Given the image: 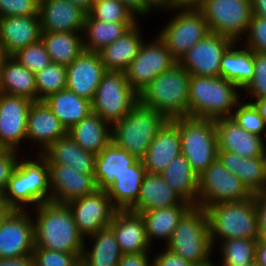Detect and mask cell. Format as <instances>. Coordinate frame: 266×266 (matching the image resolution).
Returning <instances> with one entry per match:
<instances>
[{"label": "cell", "instance_id": "1", "mask_svg": "<svg viewBox=\"0 0 266 266\" xmlns=\"http://www.w3.org/2000/svg\"><path fill=\"white\" fill-rule=\"evenodd\" d=\"M35 209L34 248L74 253L81 259L85 240L67 204L50 201Z\"/></svg>", "mask_w": 266, "mask_h": 266}, {"label": "cell", "instance_id": "2", "mask_svg": "<svg viewBox=\"0 0 266 266\" xmlns=\"http://www.w3.org/2000/svg\"><path fill=\"white\" fill-rule=\"evenodd\" d=\"M190 77L177 62L144 87L138 94V102L158 111L168 120L188 117Z\"/></svg>", "mask_w": 266, "mask_h": 266}, {"label": "cell", "instance_id": "3", "mask_svg": "<svg viewBox=\"0 0 266 266\" xmlns=\"http://www.w3.org/2000/svg\"><path fill=\"white\" fill-rule=\"evenodd\" d=\"M237 85L223 77L192 76L188 117L216 120L232 116L240 102Z\"/></svg>", "mask_w": 266, "mask_h": 266}, {"label": "cell", "instance_id": "4", "mask_svg": "<svg viewBox=\"0 0 266 266\" xmlns=\"http://www.w3.org/2000/svg\"><path fill=\"white\" fill-rule=\"evenodd\" d=\"M38 157V162L18 161L0 197L9 210H25L23 207L26 204H35L37 207L41 203L51 201L47 159L40 153Z\"/></svg>", "mask_w": 266, "mask_h": 266}, {"label": "cell", "instance_id": "5", "mask_svg": "<svg viewBox=\"0 0 266 266\" xmlns=\"http://www.w3.org/2000/svg\"><path fill=\"white\" fill-rule=\"evenodd\" d=\"M167 121L158 111L138 102L127 115L111 126V141L142 160Z\"/></svg>", "mask_w": 266, "mask_h": 266}, {"label": "cell", "instance_id": "6", "mask_svg": "<svg viewBox=\"0 0 266 266\" xmlns=\"http://www.w3.org/2000/svg\"><path fill=\"white\" fill-rule=\"evenodd\" d=\"M166 245L169 251L195 265L210 263L213 245L206 210L192 205L180 218Z\"/></svg>", "mask_w": 266, "mask_h": 266}, {"label": "cell", "instance_id": "7", "mask_svg": "<svg viewBox=\"0 0 266 266\" xmlns=\"http://www.w3.org/2000/svg\"><path fill=\"white\" fill-rule=\"evenodd\" d=\"M172 121L179 128L181 154L199 176L218 156L215 120L182 117Z\"/></svg>", "mask_w": 266, "mask_h": 266}, {"label": "cell", "instance_id": "8", "mask_svg": "<svg viewBox=\"0 0 266 266\" xmlns=\"http://www.w3.org/2000/svg\"><path fill=\"white\" fill-rule=\"evenodd\" d=\"M209 222L211 243L234 238L257 239V213L253 200L225 202L205 208ZM219 236V237H217Z\"/></svg>", "mask_w": 266, "mask_h": 266}, {"label": "cell", "instance_id": "9", "mask_svg": "<svg viewBox=\"0 0 266 266\" xmlns=\"http://www.w3.org/2000/svg\"><path fill=\"white\" fill-rule=\"evenodd\" d=\"M138 103V93L123 71H106L91 101L92 112L111 126L120 121Z\"/></svg>", "mask_w": 266, "mask_h": 266}, {"label": "cell", "instance_id": "10", "mask_svg": "<svg viewBox=\"0 0 266 266\" xmlns=\"http://www.w3.org/2000/svg\"><path fill=\"white\" fill-rule=\"evenodd\" d=\"M252 195L218 158L198 176V206L204 209L219 203L245 201Z\"/></svg>", "mask_w": 266, "mask_h": 266}, {"label": "cell", "instance_id": "11", "mask_svg": "<svg viewBox=\"0 0 266 266\" xmlns=\"http://www.w3.org/2000/svg\"><path fill=\"white\" fill-rule=\"evenodd\" d=\"M198 9L211 33L227 36L235 43L248 31L253 15L251 0H204Z\"/></svg>", "mask_w": 266, "mask_h": 266}, {"label": "cell", "instance_id": "12", "mask_svg": "<svg viewBox=\"0 0 266 266\" xmlns=\"http://www.w3.org/2000/svg\"><path fill=\"white\" fill-rule=\"evenodd\" d=\"M179 9V13L177 11V15L173 16L159 33V37L177 62L190 48L210 33L208 23L198 8Z\"/></svg>", "mask_w": 266, "mask_h": 266}, {"label": "cell", "instance_id": "13", "mask_svg": "<svg viewBox=\"0 0 266 266\" xmlns=\"http://www.w3.org/2000/svg\"><path fill=\"white\" fill-rule=\"evenodd\" d=\"M154 41L150 44L144 42L141 44L138 54L125 71L130 86L138 94L155 77L177 63L159 36Z\"/></svg>", "mask_w": 266, "mask_h": 266}, {"label": "cell", "instance_id": "14", "mask_svg": "<svg viewBox=\"0 0 266 266\" xmlns=\"http://www.w3.org/2000/svg\"><path fill=\"white\" fill-rule=\"evenodd\" d=\"M26 210H8L0 220V258H17L34 250V222Z\"/></svg>", "mask_w": 266, "mask_h": 266}, {"label": "cell", "instance_id": "15", "mask_svg": "<svg viewBox=\"0 0 266 266\" xmlns=\"http://www.w3.org/2000/svg\"><path fill=\"white\" fill-rule=\"evenodd\" d=\"M67 206L73 214L79 233L84 238L109 227L117 210L107 191L98 189L92 194L68 202Z\"/></svg>", "mask_w": 266, "mask_h": 266}, {"label": "cell", "instance_id": "16", "mask_svg": "<svg viewBox=\"0 0 266 266\" xmlns=\"http://www.w3.org/2000/svg\"><path fill=\"white\" fill-rule=\"evenodd\" d=\"M233 43L227 36L210 32L190 48L179 63L192 76L220 77L222 56Z\"/></svg>", "mask_w": 266, "mask_h": 266}, {"label": "cell", "instance_id": "17", "mask_svg": "<svg viewBox=\"0 0 266 266\" xmlns=\"http://www.w3.org/2000/svg\"><path fill=\"white\" fill-rule=\"evenodd\" d=\"M32 100L0 92V149L17 150L26 139L29 107Z\"/></svg>", "mask_w": 266, "mask_h": 266}, {"label": "cell", "instance_id": "18", "mask_svg": "<svg viewBox=\"0 0 266 266\" xmlns=\"http://www.w3.org/2000/svg\"><path fill=\"white\" fill-rule=\"evenodd\" d=\"M51 201L60 204L94 193V173H82L62 164H48Z\"/></svg>", "mask_w": 266, "mask_h": 266}, {"label": "cell", "instance_id": "19", "mask_svg": "<svg viewBox=\"0 0 266 266\" xmlns=\"http://www.w3.org/2000/svg\"><path fill=\"white\" fill-rule=\"evenodd\" d=\"M106 71L98 52L84 50L66 66V88L92 101Z\"/></svg>", "mask_w": 266, "mask_h": 266}, {"label": "cell", "instance_id": "20", "mask_svg": "<svg viewBox=\"0 0 266 266\" xmlns=\"http://www.w3.org/2000/svg\"><path fill=\"white\" fill-rule=\"evenodd\" d=\"M87 13L68 0H40L42 32H83Z\"/></svg>", "mask_w": 266, "mask_h": 266}, {"label": "cell", "instance_id": "21", "mask_svg": "<svg viewBox=\"0 0 266 266\" xmlns=\"http://www.w3.org/2000/svg\"><path fill=\"white\" fill-rule=\"evenodd\" d=\"M109 227L114 231L122 254L149 252L150 243L141 213L116 210Z\"/></svg>", "mask_w": 266, "mask_h": 266}, {"label": "cell", "instance_id": "22", "mask_svg": "<svg viewBox=\"0 0 266 266\" xmlns=\"http://www.w3.org/2000/svg\"><path fill=\"white\" fill-rule=\"evenodd\" d=\"M218 151H228L241 157H260L263 137L248 133L232 118L215 120Z\"/></svg>", "mask_w": 266, "mask_h": 266}, {"label": "cell", "instance_id": "23", "mask_svg": "<svg viewBox=\"0 0 266 266\" xmlns=\"http://www.w3.org/2000/svg\"><path fill=\"white\" fill-rule=\"evenodd\" d=\"M179 155H181L179 128L172 120H168L154 137L146 156L142 159L146 173H162Z\"/></svg>", "mask_w": 266, "mask_h": 266}, {"label": "cell", "instance_id": "24", "mask_svg": "<svg viewBox=\"0 0 266 266\" xmlns=\"http://www.w3.org/2000/svg\"><path fill=\"white\" fill-rule=\"evenodd\" d=\"M39 16H12L0 18V45L8 56L17 50L41 40Z\"/></svg>", "mask_w": 266, "mask_h": 266}, {"label": "cell", "instance_id": "25", "mask_svg": "<svg viewBox=\"0 0 266 266\" xmlns=\"http://www.w3.org/2000/svg\"><path fill=\"white\" fill-rule=\"evenodd\" d=\"M66 134L65 127L44 101L32 102L28 112L26 139L42 144L40 154Z\"/></svg>", "mask_w": 266, "mask_h": 266}, {"label": "cell", "instance_id": "26", "mask_svg": "<svg viewBox=\"0 0 266 266\" xmlns=\"http://www.w3.org/2000/svg\"><path fill=\"white\" fill-rule=\"evenodd\" d=\"M138 159L128 151L117 147L112 141L98 154L95 159L94 178L98 190L107 191L128 167Z\"/></svg>", "mask_w": 266, "mask_h": 266}, {"label": "cell", "instance_id": "27", "mask_svg": "<svg viewBox=\"0 0 266 266\" xmlns=\"http://www.w3.org/2000/svg\"><path fill=\"white\" fill-rule=\"evenodd\" d=\"M183 202L184 200L164 181L160 174L146 173L137 203L130 210L141 213L177 206Z\"/></svg>", "mask_w": 266, "mask_h": 266}, {"label": "cell", "instance_id": "28", "mask_svg": "<svg viewBox=\"0 0 266 266\" xmlns=\"http://www.w3.org/2000/svg\"><path fill=\"white\" fill-rule=\"evenodd\" d=\"M41 154L47 159V164L68 165L82 173L95 172L96 155L82 149L69 134L59 138Z\"/></svg>", "mask_w": 266, "mask_h": 266}, {"label": "cell", "instance_id": "29", "mask_svg": "<svg viewBox=\"0 0 266 266\" xmlns=\"http://www.w3.org/2000/svg\"><path fill=\"white\" fill-rule=\"evenodd\" d=\"M109 125L98 114L91 112L73 125L67 134L82 149L98 155L111 142Z\"/></svg>", "mask_w": 266, "mask_h": 266}, {"label": "cell", "instance_id": "30", "mask_svg": "<svg viewBox=\"0 0 266 266\" xmlns=\"http://www.w3.org/2000/svg\"><path fill=\"white\" fill-rule=\"evenodd\" d=\"M137 24L98 52L106 70L125 72L138 54L143 40Z\"/></svg>", "mask_w": 266, "mask_h": 266}, {"label": "cell", "instance_id": "31", "mask_svg": "<svg viewBox=\"0 0 266 266\" xmlns=\"http://www.w3.org/2000/svg\"><path fill=\"white\" fill-rule=\"evenodd\" d=\"M223 166L241 179L253 194L266 190V174L260 157H241L228 151H218Z\"/></svg>", "mask_w": 266, "mask_h": 266}, {"label": "cell", "instance_id": "32", "mask_svg": "<svg viewBox=\"0 0 266 266\" xmlns=\"http://www.w3.org/2000/svg\"><path fill=\"white\" fill-rule=\"evenodd\" d=\"M145 174L143 161L138 160L116 176L115 183L107 190V194L117 210H130L137 203Z\"/></svg>", "mask_w": 266, "mask_h": 266}, {"label": "cell", "instance_id": "33", "mask_svg": "<svg viewBox=\"0 0 266 266\" xmlns=\"http://www.w3.org/2000/svg\"><path fill=\"white\" fill-rule=\"evenodd\" d=\"M43 101L67 131L92 112L91 101L67 88L49 95Z\"/></svg>", "mask_w": 266, "mask_h": 266}, {"label": "cell", "instance_id": "34", "mask_svg": "<svg viewBox=\"0 0 266 266\" xmlns=\"http://www.w3.org/2000/svg\"><path fill=\"white\" fill-rule=\"evenodd\" d=\"M0 92L37 101L35 74L8 56L1 67Z\"/></svg>", "mask_w": 266, "mask_h": 266}, {"label": "cell", "instance_id": "35", "mask_svg": "<svg viewBox=\"0 0 266 266\" xmlns=\"http://www.w3.org/2000/svg\"><path fill=\"white\" fill-rule=\"evenodd\" d=\"M160 175L184 201L198 206V176L182 154L174 158Z\"/></svg>", "mask_w": 266, "mask_h": 266}, {"label": "cell", "instance_id": "36", "mask_svg": "<svg viewBox=\"0 0 266 266\" xmlns=\"http://www.w3.org/2000/svg\"><path fill=\"white\" fill-rule=\"evenodd\" d=\"M191 206L189 202L184 201L177 206L141 212L149 243L152 244V239L158 238L166 239L167 244L180 218Z\"/></svg>", "mask_w": 266, "mask_h": 266}, {"label": "cell", "instance_id": "37", "mask_svg": "<svg viewBox=\"0 0 266 266\" xmlns=\"http://www.w3.org/2000/svg\"><path fill=\"white\" fill-rule=\"evenodd\" d=\"M234 45L236 46L233 43L222 56L220 77L243 89L254 75V52L246 47L237 50Z\"/></svg>", "mask_w": 266, "mask_h": 266}, {"label": "cell", "instance_id": "38", "mask_svg": "<svg viewBox=\"0 0 266 266\" xmlns=\"http://www.w3.org/2000/svg\"><path fill=\"white\" fill-rule=\"evenodd\" d=\"M79 33L42 32L41 40L51 62L67 66L84 51L83 37Z\"/></svg>", "mask_w": 266, "mask_h": 266}, {"label": "cell", "instance_id": "39", "mask_svg": "<svg viewBox=\"0 0 266 266\" xmlns=\"http://www.w3.org/2000/svg\"><path fill=\"white\" fill-rule=\"evenodd\" d=\"M90 237L95 242L91 251L86 250L84 245L82 261L87 266H117L123 254L114 231L110 227H105Z\"/></svg>", "mask_w": 266, "mask_h": 266}, {"label": "cell", "instance_id": "40", "mask_svg": "<svg viewBox=\"0 0 266 266\" xmlns=\"http://www.w3.org/2000/svg\"><path fill=\"white\" fill-rule=\"evenodd\" d=\"M136 23L101 22L86 15L84 30L87 41L83 40L84 50L99 52L107 45L116 41Z\"/></svg>", "mask_w": 266, "mask_h": 266}, {"label": "cell", "instance_id": "41", "mask_svg": "<svg viewBox=\"0 0 266 266\" xmlns=\"http://www.w3.org/2000/svg\"><path fill=\"white\" fill-rule=\"evenodd\" d=\"M257 239L234 238L222 241V266L255 263Z\"/></svg>", "mask_w": 266, "mask_h": 266}, {"label": "cell", "instance_id": "42", "mask_svg": "<svg viewBox=\"0 0 266 266\" xmlns=\"http://www.w3.org/2000/svg\"><path fill=\"white\" fill-rule=\"evenodd\" d=\"M37 101H43L49 95L66 89V66L51 62L35 74Z\"/></svg>", "mask_w": 266, "mask_h": 266}, {"label": "cell", "instance_id": "43", "mask_svg": "<svg viewBox=\"0 0 266 266\" xmlns=\"http://www.w3.org/2000/svg\"><path fill=\"white\" fill-rule=\"evenodd\" d=\"M88 14L101 22L137 23L136 15L121 0H96Z\"/></svg>", "mask_w": 266, "mask_h": 266}, {"label": "cell", "instance_id": "44", "mask_svg": "<svg viewBox=\"0 0 266 266\" xmlns=\"http://www.w3.org/2000/svg\"><path fill=\"white\" fill-rule=\"evenodd\" d=\"M11 57L34 74L51 63L50 56L42 40L17 50Z\"/></svg>", "mask_w": 266, "mask_h": 266}, {"label": "cell", "instance_id": "45", "mask_svg": "<svg viewBox=\"0 0 266 266\" xmlns=\"http://www.w3.org/2000/svg\"><path fill=\"white\" fill-rule=\"evenodd\" d=\"M236 108L238 109H236L231 117L239 124V126L248 133L262 137L261 133H265L266 126L255 106L250 102L246 104L239 102Z\"/></svg>", "mask_w": 266, "mask_h": 266}, {"label": "cell", "instance_id": "46", "mask_svg": "<svg viewBox=\"0 0 266 266\" xmlns=\"http://www.w3.org/2000/svg\"><path fill=\"white\" fill-rule=\"evenodd\" d=\"M34 266H74L80 259L74 253L34 248Z\"/></svg>", "mask_w": 266, "mask_h": 266}, {"label": "cell", "instance_id": "47", "mask_svg": "<svg viewBox=\"0 0 266 266\" xmlns=\"http://www.w3.org/2000/svg\"><path fill=\"white\" fill-rule=\"evenodd\" d=\"M243 89L255 99L266 98V54L254 52V75Z\"/></svg>", "mask_w": 266, "mask_h": 266}, {"label": "cell", "instance_id": "48", "mask_svg": "<svg viewBox=\"0 0 266 266\" xmlns=\"http://www.w3.org/2000/svg\"><path fill=\"white\" fill-rule=\"evenodd\" d=\"M244 47L252 52L266 54V18L252 15Z\"/></svg>", "mask_w": 266, "mask_h": 266}, {"label": "cell", "instance_id": "49", "mask_svg": "<svg viewBox=\"0 0 266 266\" xmlns=\"http://www.w3.org/2000/svg\"><path fill=\"white\" fill-rule=\"evenodd\" d=\"M40 0H0V18L39 16Z\"/></svg>", "mask_w": 266, "mask_h": 266}, {"label": "cell", "instance_id": "50", "mask_svg": "<svg viewBox=\"0 0 266 266\" xmlns=\"http://www.w3.org/2000/svg\"><path fill=\"white\" fill-rule=\"evenodd\" d=\"M17 163L16 150L0 149V197L7 187Z\"/></svg>", "mask_w": 266, "mask_h": 266}, {"label": "cell", "instance_id": "51", "mask_svg": "<svg viewBox=\"0 0 266 266\" xmlns=\"http://www.w3.org/2000/svg\"><path fill=\"white\" fill-rule=\"evenodd\" d=\"M252 200L257 213V241H266V190L253 193Z\"/></svg>", "mask_w": 266, "mask_h": 266}, {"label": "cell", "instance_id": "52", "mask_svg": "<svg viewBox=\"0 0 266 266\" xmlns=\"http://www.w3.org/2000/svg\"><path fill=\"white\" fill-rule=\"evenodd\" d=\"M153 266H195V264L183 259L177 254L169 251L161 252L153 259Z\"/></svg>", "mask_w": 266, "mask_h": 266}, {"label": "cell", "instance_id": "53", "mask_svg": "<svg viewBox=\"0 0 266 266\" xmlns=\"http://www.w3.org/2000/svg\"><path fill=\"white\" fill-rule=\"evenodd\" d=\"M148 253L123 254L117 266H153Z\"/></svg>", "mask_w": 266, "mask_h": 266}, {"label": "cell", "instance_id": "54", "mask_svg": "<svg viewBox=\"0 0 266 266\" xmlns=\"http://www.w3.org/2000/svg\"><path fill=\"white\" fill-rule=\"evenodd\" d=\"M0 266H34L32 254L17 258H0Z\"/></svg>", "mask_w": 266, "mask_h": 266}, {"label": "cell", "instance_id": "55", "mask_svg": "<svg viewBox=\"0 0 266 266\" xmlns=\"http://www.w3.org/2000/svg\"><path fill=\"white\" fill-rule=\"evenodd\" d=\"M154 7L176 9L174 0H144V15L151 12Z\"/></svg>", "mask_w": 266, "mask_h": 266}, {"label": "cell", "instance_id": "56", "mask_svg": "<svg viewBox=\"0 0 266 266\" xmlns=\"http://www.w3.org/2000/svg\"><path fill=\"white\" fill-rule=\"evenodd\" d=\"M255 263L256 266H266V241H257Z\"/></svg>", "mask_w": 266, "mask_h": 266}, {"label": "cell", "instance_id": "57", "mask_svg": "<svg viewBox=\"0 0 266 266\" xmlns=\"http://www.w3.org/2000/svg\"><path fill=\"white\" fill-rule=\"evenodd\" d=\"M136 16L144 15V0H121Z\"/></svg>", "mask_w": 266, "mask_h": 266}, {"label": "cell", "instance_id": "58", "mask_svg": "<svg viewBox=\"0 0 266 266\" xmlns=\"http://www.w3.org/2000/svg\"><path fill=\"white\" fill-rule=\"evenodd\" d=\"M251 3L253 15L266 18V0H251Z\"/></svg>", "mask_w": 266, "mask_h": 266}, {"label": "cell", "instance_id": "59", "mask_svg": "<svg viewBox=\"0 0 266 266\" xmlns=\"http://www.w3.org/2000/svg\"><path fill=\"white\" fill-rule=\"evenodd\" d=\"M176 10L178 8H198L204 0H174Z\"/></svg>", "mask_w": 266, "mask_h": 266}, {"label": "cell", "instance_id": "60", "mask_svg": "<svg viewBox=\"0 0 266 266\" xmlns=\"http://www.w3.org/2000/svg\"><path fill=\"white\" fill-rule=\"evenodd\" d=\"M251 103L258 110L266 126V98L256 99L254 102H251Z\"/></svg>", "mask_w": 266, "mask_h": 266}, {"label": "cell", "instance_id": "61", "mask_svg": "<svg viewBox=\"0 0 266 266\" xmlns=\"http://www.w3.org/2000/svg\"><path fill=\"white\" fill-rule=\"evenodd\" d=\"M68 1H70L75 6H78L87 14L91 11V7L94 2L93 0H68Z\"/></svg>", "mask_w": 266, "mask_h": 266}, {"label": "cell", "instance_id": "62", "mask_svg": "<svg viewBox=\"0 0 266 266\" xmlns=\"http://www.w3.org/2000/svg\"><path fill=\"white\" fill-rule=\"evenodd\" d=\"M260 158H261V161H262V164L265 170V174H266V146L264 143L262 144Z\"/></svg>", "mask_w": 266, "mask_h": 266}, {"label": "cell", "instance_id": "63", "mask_svg": "<svg viewBox=\"0 0 266 266\" xmlns=\"http://www.w3.org/2000/svg\"><path fill=\"white\" fill-rule=\"evenodd\" d=\"M8 57L6 52L4 51L3 47L0 45V73H1V67L4 62V60Z\"/></svg>", "mask_w": 266, "mask_h": 266}, {"label": "cell", "instance_id": "64", "mask_svg": "<svg viewBox=\"0 0 266 266\" xmlns=\"http://www.w3.org/2000/svg\"><path fill=\"white\" fill-rule=\"evenodd\" d=\"M8 210L9 209L5 206V204L1 201V198H0V220L2 219V217L5 215V213Z\"/></svg>", "mask_w": 266, "mask_h": 266}, {"label": "cell", "instance_id": "65", "mask_svg": "<svg viewBox=\"0 0 266 266\" xmlns=\"http://www.w3.org/2000/svg\"><path fill=\"white\" fill-rule=\"evenodd\" d=\"M74 266H87V265L82 261V259H79Z\"/></svg>", "mask_w": 266, "mask_h": 266}, {"label": "cell", "instance_id": "66", "mask_svg": "<svg viewBox=\"0 0 266 266\" xmlns=\"http://www.w3.org/2000/svg\"><path fill=\"white\" fill-rule=\"evenodd\" d=\"M195 266H215V265L212 262H210L208 264L195 265Z\"/></svg>", "mask_w": 266, "mask_h": 266}, {"label": "cell", "instance_id": "67", "mask_svg": "<svg viewBox=\"0 0 266 266\" xmlns=\"http://www.w3.org/2000/svg\"><path fill=\"white\" fill-rule=\"evenodd\" d=\"M242 266H256V263H249V264H244Z\"/></svg>", "mask_w": 266, "mask_h": 266}]
</instances>
